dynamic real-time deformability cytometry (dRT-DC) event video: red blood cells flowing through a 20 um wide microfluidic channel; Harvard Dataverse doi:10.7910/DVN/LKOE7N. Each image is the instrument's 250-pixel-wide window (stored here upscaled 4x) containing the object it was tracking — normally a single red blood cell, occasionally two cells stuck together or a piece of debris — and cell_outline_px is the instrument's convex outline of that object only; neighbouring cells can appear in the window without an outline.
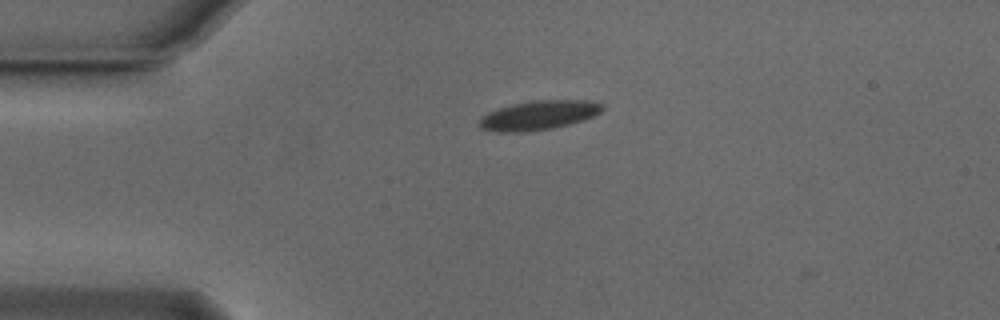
{"species": "Egyptian fruit bat (a non-hibernating species)", "species_latin": "Rousettus aegyptiacus", "temperature_condition": "cold", "stored_images_in_passage": 5, "camera_frame_rate_fps": 3000, "um_per_image_px": 0.085, "animal": {"sex": "male"}, "frame": {"image": 1, "passage_image": 4, "time_ms": 1.0, "image_size_px": [1000, 320], "cell_outline_px": [[604, 108], [600, 112], [592, 116], [568, 124], [552, 128], [524, 132], [496, 132], [480, 128], [480, 116], [496, 108], [512, 104], [532, 100], [588, 100], [604, 104]], "centroid_in_image_um": [45.75, 9.78], "position_along_channel_um": 39.3, "area_um2": 20.98}}